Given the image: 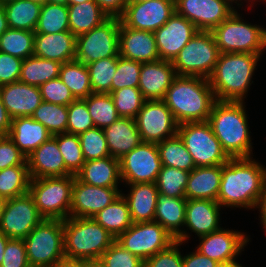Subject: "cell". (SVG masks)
I'll use <instances>...</instances> for the list:
<instances>
[{
    "label": "cell",
    "mask_w": 266,
    "mask_h": 267,
    "mask_svg": "<svg viewBox=\"0 0 266 267\" xmlns=\"http://www.w3.org/2000/svg\"><path fill=\"white\" fill-rule=\"evenodd\" d=\"M266 188V168L251 157L230 158L222 165L217 202L230 208H258Z\"/></svg>",
    "instance_id": "1"
},
{
    "label": "cell",
    "mask_w": 266,
    "mask_h": 267,
    "mask_svg": "<svg viewBox=\"0 0 266 267\" xmlns=\"http://www.w3.org/2000/svg\"><path fill=\"white\" fill-rule=\"evenodd\" d=\"M178 124L206 122L217 101L209 79L177 75L163 99Z\"/></svg>",
    "instance_id": "2"
},
{
    "label": "cell",
    "mask_w": 266,
    "mask_h": 267,
    "mask_svg": "<svg viewBox=\"0 0 266 267\" xmlns=\"http://www.w3.org/2000/svg\"><path fill=\"white\" fill-rule=\"evenodd\" d=\"M244 106L243 101H216L207 121L230 158L253 154Z\"/></svg>",
    "instance_id": "3"
},
{
    "label": "cell",
    "mask_w": 266,
    "mask_h": 267,
    "mask_svg": "<svg viewBox=\"0 0 266 267\" xmlns=\"http://www.w3.org/2000/svg\"><path fill=\"white\" fill-rule=\"evenodd\" d=\"M260 56L240 52L220 53L209 77L217 101H244Z\"/></svg>",
    "instance_id": "4"
},
{
    "label": "cell",
    "mask_w": 266,
    "mask_h": 267,
    "mask_svg": "<svg viewBox=\"0 0 266 267\" xmlns=\"http://www.w3.org/2000/svg\"><path fill=\"white\" fill-rule=\"evenodd\" d=\"M65 259L95 260L115 242L93 217H68L63 220Z\"/></svg>",
    "instance_id": "5"
},
{
    "label": "cell",
    "mask_w": 266,
    "mask_h": 267,
    "mask_svg": "<svg viewBox=\"0 0 266 267\" xmlns=\"http://www.w3.org/2000/svg\"><path fill=\"white\" fill-rule=\"evenodd\" d=\"M241 19L236 10L212 30L220 53L263 54L266 49V29Z\"/></svg>",
    "instance_id": "6"
},
{
    "label": "cell",
    "mask_w": 266,
    "mask_h": 267,
    "mask_svg": "<svg viewBox=\"0 0 266 267\" xmlns=\"http://www.w3.org/2000/svg\"><path fill=\"white\" fill-rule=\"evenodd\" d=\"M23 240L31 267H54L65 259L61 219L44 218Z\"/></svg>",
    "instance_id": "7"
},
{
    "label": "cell",
    "mask_w": 266,
    "mask_h": 267,
    "mask_svg": "<svg viewBox=\"0 0 266 267\" xmlns=\"http://www.w3.org/2000/svg\"><path fill=\"white\" fill-rule=\"evenodd\" d=\"M74 175L30 179L29 193L45 219L70 217Z\"/></svg>",
    "instance_id": "8"
},
{
    "label": "cell",
    "mask_w": 266,
    "mask_h": 267,
    "mask_svg": "<svg viewBox=\"0 0 266 267\" xmlns=\"http://www.w3.org/2000/svg\"><path fill=\"white\" fill-rule=\"evenodd\" d=\"M212 31L199 30L172 61L176 74L209 79L219 59Z\"/></svg>",
    "instance_id": "9"
},
{
    "label": "cell",
    "mask_w": 266,
    "mask_h": 267,
    "mask_svg": "<svg viewBox=\"0 0 266 267\" xmlns=\"http://www.w3.org/2000/svg\"><path fill=\"white\" fill-rule=\"evenodd\" d=\"M177 134L183 140L196 167L223 165L230 159L207 121L181 123Z\"/></svg>",
    "instance_id": "10"
},
{
    "label": "cell",
    "mask_w": 266,
    "mask_h": 267,
    "mask_svg": "<svg viewBox=\"0 0 266 267\" xmlns=\"http://www.w3.org/2000/svg\"><path fill=\"white\" fill-rule=\"evenodd\" d=\"M120 18L108 17L100 25L76 37L74 60L89 64L119 56Z\"/></svg>",
    "instance_id": "11"
},
{
    "label": "cell",
    "mask_w": 266,
    "mask_h": 267,
    "mask_svg": "<svg viewBox=\"0 0 266 267\" xmlns=\"http://www.w3.org/2000/svg\"><path fill=\"white\" fill-rule=\"evenodd\" d=\"M115 241L145 262L157 252L167 249L176 240L156 221H147L133 223Z\"/></svg>",
    "instance_id": "12"
},
{
    "label": "cell",
    "mask_w": 266,
    "mask_h": 267,
    "mask_svg": "<svg viewBox=\"0 0 266 267\" xmlns=\"http://www.w3.org/2000/svg\"><path fill=\"white\" fill-rule=\"evenodd\" d=\"M121 182L156 183L162 162L156 143L141 142L119 159Z\"/></svg>",
    "instance_id": "13"
},
{
    "label": "cell",
    "mask_w": 266,
    "mask_h": 267,
    "mask_svg": "<svg viewBox=\"0 0 266 267\" xmlns=\"http://www.w3.org/2000/svg\"><path fill=\"white\" fill-rule=\"evenodd\" d=\"M43 219L28 192L5 200L0 231L8 238L24 239Z\"/></svg>",
    "instance_id": "14"
},
{
    "label": "cell",
    "mask_w": 266,
    "mask_h": 267,
    "mask_svg": "<svg viewBox=\"0 0 266 267\" xmlns=\"http://www.w3.org/2000/svg\"><path fill=\"white\" fill-rule=\"evenodd\" d=\"M135 121L142 142L157 144L178 132L179 124L163 100H146Z\"/></svg>",
    "instance_id": "15"
},
{
    "label": "cell",
    "mask_w": 266,
    "mask_h": 267,
    "mask_svg": "<svg viewBox=\"0 0 266 267\" xmlns=\"http://www.w3.org/2000/svg\"><path fill=\"white\" fill-rule=\"evenodd\" d=\"M174 12L175 0H148L128 3L119 18L128 28L155 32Z\"/></svg>",
    "instance_id": "16"
},
{
    "label": "cell",
    "mask_w": 266,
    "mask_h": 267,
    "mask_svg": "<svg viewBox=\"0 0 266 267\" xmlns=\"http://www.w3.org/2000/svg\"><path fill=\"white\" fill-rule=\"evenodd\" d=\"M232 4L229 0H175V12L198 30L212 31L236 10Z\"/></svg>",
    "instance_id": "17"
},
{
    "label": "cell",
    "mask_w": 266,
    "mask_h": 267,
    "mask_svg": "<svg viewBox=\"0 0 266 267\" xmlns=\"http://www.w3.org/2000/svg\"><path fill=\"white\" fill-rule=\"evenodd\" d=\"M122 191L118 187H98L81 182L74 175L70 217H93L110 205Z\"/></svg>",
    "instance_id": "18"
},
{
    "label": "cell",
    "mask_w": 266,
    "mask_h": 267,
    "mask_svg": "<svg viewBox=\"0 0 266 267\" xmlns=\"http://www.w3.org/2000/svg\"><path fill=\"white\" fill-rule=\"evenodd\" d=\"M197 31L199 30L192 22L174 12L170 19L154 32L160 59L173 61Z\"/></svg>",
    "instance_id": "19"
},
{
    "label": "cell",
    "mask_w": 266,
    "mask_h": 267,
    "mask_svg": "<svg viewBox=\"0 0 266 267\" xmlns=\"http://www.w3.org/2000/svg\"><path fill=\"white\" fill-rule=\"evenodd\" d=\"M199 240L201 242L196 250L202 255L223 264L235 260L250 239L243 232L221 228L210 234L200 236Z\"/></svg>",
    "instance_id": "20"
},
{
    "label": "cell",
    "mask_w": 266,
    "mask_h": 267,
    "mask_svg": "<svg viewBox=\"0 0 266 267\" xmlns=\"http://www.w3.org/2000/svg\"><path fill=\"white\" fill-rule=\"evenodd\" d=\"M176 76L172 61L142 63L138 89L146 100H163Z\"/></svg>",
    "instance_id": "21"
},
{
    "label": "cell",
    "mask_w": 266,
    "mask_h": 267,
    "mask_svg": "<svg viewBox=\"0 0 266 267\" xmlns=\"http://www.w3.org/2000/svg\"><path fill=\"white\" fill-rule=\"evenodd\" d=\"M2 103L9 116L31 117L42 102L40 88L20 81L0 86Z\"/></svg>",
    "instance_id": "22"
},
{
    "label": "cell",
    "mask_w": 266,
    "mask_h": 267,
    "mask_svg": "<svg viewBox=\"0 0 266 267\" xmlns=\"http://www.w3.org/2000/svg\"><path fill=\"white\" fill-rule=\"evenodd\" d=\"M119 56L142 63L159 60L154 32L128 28L120 22Z\"/></svg>",
    "instance_id": "23"
},
{
    "label": "cell",
    "mask_w": 266,
    "mask_h": 267,
    "mask_svg": "<svg viewBox=\"0 0 266 267\" xmlns=\"http://www.w3.org/2000/svg\"><path fill=\"white\" fill-rule=\"evenodd\" d=\"M26 160L31 179L73 175L65 167V161L53 137L43 142Z\"/></svg>",
    "instance_id": "24"
},
{
    "label": "cell",
    "mask_w": 266,
    "mask_h": 267,
    "mask_svg": "<svg viewBox=\"0 0 266 267\" xmlns=\"http://www.w3.org/2000/svg\"><path fill=\"white\" fill-rule=\"evenodd\" d=\"M221 206L209 199H187L184 227L198 237L221 229L219 217Z\"/></svg>",
    "instance_id": "25"
},
{
    "label": "cell",
    "mask_w": 266,
    "mask_h": 267,
    "mask_svg": "<svg viewBox=\"0 0 266 267\" xmlns=\"http://www.w3.org/2000/svg\"><path fill=\"white\" fill-rule=\"evenodd\" d=\"M76 36L71 31L35 33L34 56L66 63L75 58Z\"/></svg>",
    "instance_id": "26"
},
{
    "label": "cell",
    "mask_w": 266,
    "mask_h": 267,
    "mask_svg": "<svg viewBox=\"0 0 266 267\" xmlns=\"http://www.w3.org/2000/svg\"><path fill=\"white\" fill-rule=\"evenodd\" d=\"M186 203V198H173L159 193L154 216V221L182 244L189 238L186 231L180 229L184 226Z\"/></svg>",
    "instance_id": "27"
},
{
    "label": "cell",
    "mask_w": 266,
    "mask_h": 267,
    "mask_svg": "<svg viewBox=\"0 0 266 267\" xmlns=\"http://www.w3.org/2000/svg\"><path fill=\"white\" fill-rule=\"evenodd\" d=\"M7 136L27 158L43 142L48 141L52 134L32 117H16L12 119Z\"/></svg>",
    "instance_id": "28"
},
{
    "label": "cell",
    "mask_w": 266,
    "mask_h": 267,
    "mask_svg": "<svg viewBox=\"0 0 266 267\" xmlns=\"http://www.w3.org/2000/svg\"><path fill=\"white\" fill-rule=\"evenodd\" d=\"M103 130L109 154L118 160L142 142L136 121L133 118L120 117Z\"/></svg>",
    "instance_id": "29"
},
{
    "label": "cell",
    "mask_w": 266,
    "mask_h": 267,
    "mask_svg": "<svg viewBox=\"0 0 266 267\" xmlns=\"http://www.w3.org/2000/svg\"><path fill=\"white\" fill-rule=\"evenodd\" d=\"M222 165L195 167L188 177L186 199H209L217 201L220 189Z\"/></svg>",
    "instance_id": "30"
},
{
    "label": "cell",
    "mask_w": 266,
    "mask_h": 267,
    "mask_svg": "<svg viewBox=\"0 0 266 267\" xmlns=\"http://www.w3.org/2000/svg\"><path fill=\"white\" fill-rule=\"evenodd\" d=\"M130 192L126 199L133 223L154 221L159 191L156 183L128 184Z\"/></svg>",
    "instance_id": "31"
},
{
    "label": "cell",
    "mask_w": 266,
    "mask_h": 267,
    "mask_svg": "<svg viewBox=\"0 0 266 267\" xmlns=\"http://www.w3.org/2000/svg\"><path fill=\"white\" fill-rule=\"evenodd\" d=\"M76 177L83 183L98 187H118L121 181L119 160L111 156L85 161ZM119 181V182H118Z\"/></svg>",
    "instance_id": "32"
},
{
    "label": "cell",
    "mask_w": 266,
    "mask_h": 267,
    "mask_svg": "<svg viewBox=\"0 0 266 267\" xmlns=\"http://www.w3.org/2000/svg\"><path fill=\"white\" fill-rule=\"evenodd\" d=\"M67 7L69 28L76 37L89 32L108 18L95 0Z\"/></svg>",
    "instance_id": "33"
},
{
    "label": "cell",
    "mask_w": 266,
    "mask_h": 267,
    "mask_svg": "<svg viewBox=\"0 0 266 267\" xmlns=\"http://www.w3.org/2000/svg\"><path fill=\"white\" fill-rule=\"evenodd\" d=\"M93 219L115 238L124 233L133 224L128 203L122 194L110 205L96 213Z\"/></svg>",
    "instance_id": "34"
},
{
    "label": "cell",
    "mask_w": 266,
    "mask_h": 267,
    "mask_svg": "<svg viewBox=\"0 0 266 267\" xmlns=\"http://www.w3.org/2000/svg\"><path fill=\"white\" fill-rule=\"evenodd\" d=\"M8 27L35 32L42 5L31 0H15L3 5Z\"/></svg>",
    "instance_id": "35"
},
{
    "label": "cell",
    "mask_w": 266,
    "mask_h": 267,
    "mask_svg": "<svg viewBox=\"0 0 266 267\" xmlns=\"http://www.w3.org/2000/svg\"><path fill=\"white\" fill-rule=\"evenodd\" d=\"M62 63L30 56L23 60L19 81L40 87L43 83L59 77Z\"/></svg>",
    "instance_id": "36"
},
{
    "label": "cell",
    "mask_w": 266,
    "mask_h": 267,
    "mask_svg": "<svg viewBox=\"0 0 266 267\" xmlns=\"http://www.w3.org/2000/svg\"><path fill=\"white\" fill-rule=\"evenodd\" d=\"M59 78L69 88L75 99H85L93 93L87 65L79 61L63 63Z\"/></svg>",
    "instance_id": "37"
},
{
    "label": "cell",
    "mask_w": 266,
    "mask_h": 267,
    "mask_svg": "<svg viewBox=\"0 0 266 267\" xmlns=\"http://www.w3.org/2000/svg\"><path fill=\"white\" fill-rule=\"evenodd\" d=\"M157 146L163 166L187 172H191L196 167L191 154L178 134L157 143Z\"/></svg>",
    "instance_id": "38"
},
{
    "label": "cell",
    "mask_w": 266,
    "mask_h": 267,
    "mask_svg": "<svg viewBox=\"0 0 266 267\" xmlns=\"http://www.w3.org/2000/svg\"><path fill=\"white\" fill-rule=\"evenodd\" d=\"M30 179L27 160L0 170V197L6 200L28 193Z\"/></svg>",
    "instance_id": "39"
},
{
    "label": "cell",
    "mask_w": 266,
    "mask_h": 267,
    "mask_svg": "<svg viewBox=\"0 0 266 267\" xmlns=\"http://www.w3.org/2000/svg\"><path fill=\"white\" fill-rule=\"evenodd\" d=\"M35 32L8 28L0 36V51L22 60L33 56Z\"/></svg>",
    "instance_id": "40"
},
{
    "label": "cell",
    "mask_w": 266,
    "mask_h": 267,
    "mask_svg": "<svg viewBox=\"0 0 266 267\" xmlns=\"http://www.w3.org/2000/svg\"><path fill=\"white\" fill-rule=\"evenodd\" d=\"M83 100L97 128L104 129L120 118L110 93H92Z\"/></svg>",
    "instance_id": "41"
},
{
    "label": "cell",
    "mask_w": 266,
    "mask_h": 267,
    "mask_svg": "<svg viewBox=\"0 0 266 267\" xmlns=\"http://www.w3.org/2000/svg\"><path fill=\"white\" fill-rule=\"evenodd\" d=\"M53 135L67 133L68 106L42 101L31 116Z\"/></svg>",
    "instance_id": "42"
},
{
    "label": "cell",
    "mask_w": 266,
    "mask_h": 267,
    "mask_svg": "<svg viewBox=\"0 0 266 267\" xmlns=\"http://www.w3.org/2000/svg\"><path fill=\"white\" fill-rule=\"evenodd\" d=\"M63 31H70L67 5H42L35 33L51 34Z\"/></svg>",
    "instance_id": "43"
},
{
    "label": "cell",
    "mask_w": 266,
    "mask_h": 267,
    "mask_svg": "<svg viewBox=\"0 0 266 267\" xmlns=\"http://www.w3.org/2000/svg\"><path fill=\"white\" fill-rule=\"evenodd\" d=\"M189 173L173 167L162 166L156 180L157 190L160 194L173 198H186L185 188Z\"/></svg>",
    "instance_id": "44"
},
{
    "label": "cell",
    "mask_w": 266,
    "mask_h": 267,
    "mask_svg": "<svg viewBox=\"0 0 266 267\" xmlns=\"http://www.w3.org/2000/svg\"><path fill=\"white\" fill-rule=\"evenodd\" d=\"M93 93H111L113 76L117 69V57L99 59L87 64Z\"/></svg>",
    "instance_id": "45"
},
{
    "label": "cell",
    "mask_w": 266,
    "mask_h": 267,
    "mask_svg": "<svg viewBox=\"0 0 266 267\" xmlns=\"http://www.w3.org/2000/svg\"><path fill=\"white\" fill-rule=\"evenodd\" d=\"M52 137L57 141L65 167L76 176L85 163L78 135L61 133Z\"/></svg>",
    "instance_id": "46"
},
{
    "label": "cell",
    "mask_w": 266,
    "mask_h": 267,
    "mask_svg": "<svg viewBox=\"0 0 266 267\" xmlns=\"http://www.w3.org/2000/svg\"><path fill=\"white\" fill-rule=\"evenodd\" d=\"M116 111L119 117L133 118L137 116L146 99L138 88H122L112 91Z\"/></svg>",
    "instance_id": "47"
},
{
    "label": "cell",
    "mask_w": 266,
    "mask_h": 267,
    "mask_svg": "<svg viewBox=\"0 0 266 267\" xmlns=\"http://www.w3.org/2000/svg\"><path fill=\"white\" fill-rule=\"evenodd\" d=\"M85 161L110 156L104 130L92 128L78 135Z\"/></svg>",
    "instance_id": "48"
},
{
    "label": "cell",
    "mask_w": 266,
    "mask_h": 267,
    "mask_svg": "<svg viewBox=\"0 0 266 267\" xmlns=\"http://www.w3.org/2000/svg\"><path fill=\"white\" fill-rule=\"evenodd\" d=\"M142 62L117 57V69L113 76L111 92L122 88H138Z\"/></svg>",
    "instance_id": "49"
},
{
    "label": "cell",
    "mask_w": 266,
    "mask_h": 267,
    "mask_svg": "<svg viewBox=\"0 0 266 267\" xmlns=\"http://www.w3.org/2000/svg\"><path fill=\"white\" fill-rule=\"evenodd\" d=\"M92 128L95 125L83 99H76L68 105L67 133L79 135Z\"/></svg>",
    "instance_id": "50"
},
{
    "label": "cell",
    "mask_w": 266,
    "mask_h": 267,
    "mask_svg": "<svg viewBox=\"0 0 266 267\" xmlns=\"http://www.w3.org/2000/svg\"><path fill=\"white\" fill-rule=\"evenodd\" d=\"M100 259L106 267H144V261L124 249L116 241L102 254Z\"/></svg>",
    "instance_id": "51"
},
{
    "label": "cell",
    "mask_w": 266,
    "mask_h": 267,
    "mask_svg": "<svg viewBox=\"0 0 266 267\" xmlns=\"http://www.w3.org/2000/svg\"><path fill=\"white\" fill-rule=\"evenodd\" d=\"M42 101L68 106L75 97L59 77L43 83L40 87Z\"/></svg>",
    "instance_id": "52"
},
{
    "label": "cell",
    "mask_w": 266,
    "mask_h": 267,
    "mask_svg": "<svg viewBox=\"0 0 266 267\" xmlns=\"http://www.w3.org/2000/svg\"><path fill=\"white\" fill-rule=\"evenodd\" d=\"M0 267H31L23 239L9 238Z\"/></svg>",
    "instance_id": "53"
},
{
    "label": "cell",
    "mask_w": 266,
    "mask_h": 267,
    "mask_svg": "<svg viewBox=\"0 0 266 267\" xmlns=\"http://www.w3.org/2000/svg\"><path fill=\"white\" fill-rule=\"evenodd\" d=\"M182 243L175 241L167 249L157 252L144 262V267H183L182 255L178 246Z\"/></svg>",
    "instance_id": "54"
},
{
    "label": "cell",
    "mask_w": 266,
    "mask_h": 267,
    "mask_svg": "<svg viewBox=\"0 0 266 267\" xmlns=\"http://www.w3.org/2000/svg\"><path fill=\"white\" fill-rule=\"evenodd\" d=\"M26 161V157L7 136H0V170L8 167L22 165Z\"/></svg>",
    "instance_id": "55"
},
{
    "label": "cell",
    "mask_w": 266,
    "mask_h": 267,
    "mask_svg": "<svg viewBox=\"0 0 266 267\" xmlns=\"http://www.w3.org/2000/svg\"><path fill=\"white\" fill-rule=\"evenodd\" d=\"M23 60L0 51V86L18 82Z\"/></svg>",
    "instance_id": "56"
},
{
    "label": "cell",
    "mask_w": 266,
    "mask_h": 267,
    "mask_svg": "<svg viewBox=\"0 0 266 267\" xmlns=\"http://www.w3.org/2000/svg\"><path fill=\"white\" fill-rule=\"evenodd\" d=\"M183 267H219L220 263L202 255L199 251L182 255Z\"/></svg>",
    "instance_id": "57"
},
{
    "label": "cell",
    "mask_w": 266,
    "mask_h": 267,
    "mask_svg": "<svg viewBox=\"0 0 266 267\" xmlns=\"http://www.w3.org/2000/svg\"><path fill=\"white\" fill-rule=\"evenodd\" d=\"M95 2L108 17H120L128 4L127 0H95Z\"/></svg>",
    "instance_id": "58"
},
{
    "label": "cell",
    "mask_w": 266,
    "mask_h": 267,
    "mask_svg": "<svg viewBox=\"0 0 266 267\" xmlns=\"http://www.w3.org/2000/svg\"><path fill=\"white\" fill-rule=\"evenodd\" d=\"M11 123L12 118L9 116L5 106L3 105L0 95V135H8Z\"/></svg>",
    "instance_id": "59"
},
{
    "label": "cell",
    "mask_w": 266,
    "mask_h": 267,
    "mask_svg": "<svg viewBox=\"0 0 266 267\" xmlns=\"http://www.w3.org/2000/svg\"><path fill=\"white\" fill-rule=\"evenodd\" d=\"M54 267H85V261L63 259L59 263H57Z\"/></svg>",
    "instance_id": "60"
},
{
    "label": "cell",
    "mask_w": 266,
    "mask_h": 267,
    "mask_svg": "<svg viewBox=\"0 0 266 267\" xmlns=\"http://www.w3.org/2000/svg\"><path fill=\"white\" fill-rule=\"evenodd\" d=\"M258 208L261 214V223L263 224V228L266 231V188L262 195Z\"/></svg>",
    "instance_id": "61"
},
{
    "label": "cell",
    "mask_w": 266,
    "mask_h": 267,
    "mask_svg": "<svg viewBox=\"0 0 266 267\" xmlns=\"http://www.w3.org/2000/svg\"><path fill=\"white\" fill-rule=\"evenodd\" d=\"M8 22L3 5L0 4V36L8 29Z\"/></svg>",
    "instance_id": "62"
},
{
    "label": "cell",
    "mask_w": 266,
    "mask_h": 267,
    "mask_svg": "<svg viewBox=\"0 0 266 267\" xmlns=\"http://www.w3.org/2000/svg\"><path fill=\"white\" fill-rule=\"evenodd\" d=\"M9 238L0 231V264L3 260V254Z\"/></svg>",
    "instance_id": "63"
},
{
    "label": "cell",
    "mask_w": 266,
    "mask_h": 267,
    "mask_svg": "<svg viewBox=\"0 0 266 267\" xmlns=\"http://www.w3.org/2000/svg\"><path fill=\"white\" fill-rule=\"evenodd\" d=\"M85 267H106V265L101 259H95L85 261Z\"/></svg>",
    "instance_id": "64"
},
{
    "label": "cell",
    "mask_w": 266,
    "mask_h": 267,
    "mask_svg": "<svg viewBox=\"0 0 266 267\" xmlns=\"http://www.w3.org/2000/svg\"><path fill=\"white\" fill-rule=\"evenodd\" d=\"M219 267H242V265L237 263L235 260H232V261L220 264Z\"/></svg>",
    "instance_id": "65"
},
{
    "label": "cell",
    "mask_w": 266,
    "mask_h": 267,
    "mask_svg": "<svg viewBox=\"0 0 266 267\" xmlns=\"http://www.w3.org/2000/svg\"><path fill=\"white\" fill-rule=\"evenodd\" d=\"M49 3L68 5V0H49Z\"/></svg>",
    "instance_id": "66"
},
{
    "label": "cell",
    "mask_w": 266,
    "mask_h": 267,
    "mask_svg": "<svg viewBox=\"0 0 266 267\" xmlns=\"http://www.w3.org/2000/svg\"><path fill=\"white\" fill-rule=\"evenodd\" d=\"M89 0H68V5L82 4Z\"/></svg>",
    "instance_id": "67"
},
{
    "label": "cell",
    "mask_w": 266,
    "mask_h": 267,
    "mask_svg": "<svg viewBox=\"0 0 266 267\" xmlns=\"http://www.w3.org/2000/svg\"><path fill=\"white\" fill-rule=\"evenodd\" d=\"M5 199L0 197V220H1V215L4 207Z\"/></svg>",
    "instance_id": "68"
},
{
    "label": "cell",
    "mask_w": 266,
    "mask_h": 267,
    "mask_svg": "<svg viewBox=\"0 0 266 267\" xmlns=\"http://www.w3.org/2000/svg\"><path fill=\"white\" fill-rule=\"evenodd\" d=\"M33 2L39 3L41 5L49 3V0H31Z\"/></svg>",
    "instance_id": "69"
},
{
    "label": "cell",
    "mask_w": 266,
    "mask_h": 267,
    "mask_svg": "<svg viewBox=\"0 0 266 267\" xmlns=\"http://www.w3.org/2000/svg\"><path fill=\"white\" fill-rule=\"evenodd\" d=\"M13 1H15V0H0V4L5 5V4H7L9 2H13Z\"/></svg>",
    "instance_id": "70"
},
{
    "label": "cell",
    "mask_w": 266,
    "mask_h": 267,
    "mask_svg": "<svg viewBox=\"0 0 266 267\" xmlns=\"http://www.w3.org/2000/svg\"><path fill=\"white\" fill-rule=\"evenodd\" d=\"M142 1H148V0H127L128 3H135V2H142Z\"/></svg>",
    "instance_id": "71"
},
{
    "label": "cell",
    "mask_w": 266,
    "mask_h": 267,
    "mask_svg": "<svg viewBox=\"0 0 266 267\" xmlns=\"http://www.w3.org/2000/svg\"><path fill=\"white\" fill-rule=\"evenodd\" d=\"M229 1H230L231 3H232V2H235V3H237V1H238V0H229ZM239 1H241V0H239ZM248 1H249V0H248ZM252 1H253V0H251V2H252ZM254 1H255V0H254ZM263 1H265V2H266V0H263Z\"/></svg>",
    "instance_id": "72"
}]
</instances>
